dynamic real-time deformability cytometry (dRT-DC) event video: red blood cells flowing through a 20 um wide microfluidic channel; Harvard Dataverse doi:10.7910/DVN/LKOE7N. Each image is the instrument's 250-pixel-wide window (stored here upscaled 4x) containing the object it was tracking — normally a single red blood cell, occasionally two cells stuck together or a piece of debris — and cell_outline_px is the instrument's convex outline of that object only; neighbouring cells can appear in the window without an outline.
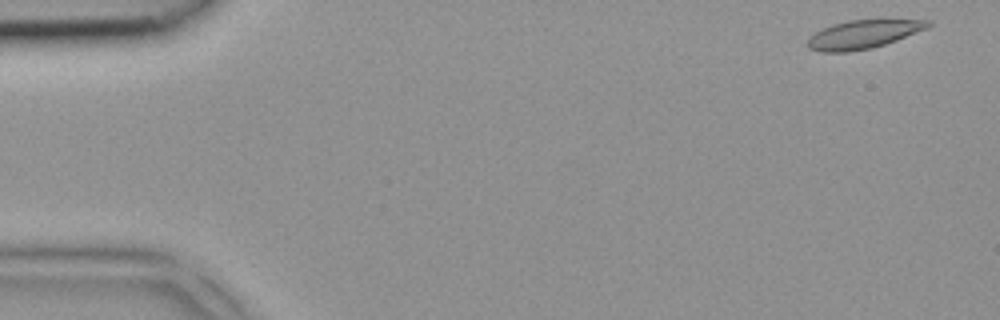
{"species": "common noctule bat (a hibernating species)", "species_latin": "Nyctalus noctula", "temperature_condition": "room temperature", "stored_images_in_passage": 3, "camera_frame_rate_fps": 3000, "um_per_image_px": 0.085, "animal": {"sex": "female", "body_mass_g": 18.4}, "frame": {"image": 1, "passage_image": 1, "time_ms": 0.0, "image_size_px": [1000, 320], "cell_outline_px": [[932, 24], [928, 28], [896, 40], [872, 48], [848, 52], [820, 52], [808, 48], [808, 40], [816, 32], [832, 24], [848, 20], [932, 20]], "centroid_in_image_um": [73.38, 2.92], "position_along_channel_um": 11.6, "area_um2": 19.77}}